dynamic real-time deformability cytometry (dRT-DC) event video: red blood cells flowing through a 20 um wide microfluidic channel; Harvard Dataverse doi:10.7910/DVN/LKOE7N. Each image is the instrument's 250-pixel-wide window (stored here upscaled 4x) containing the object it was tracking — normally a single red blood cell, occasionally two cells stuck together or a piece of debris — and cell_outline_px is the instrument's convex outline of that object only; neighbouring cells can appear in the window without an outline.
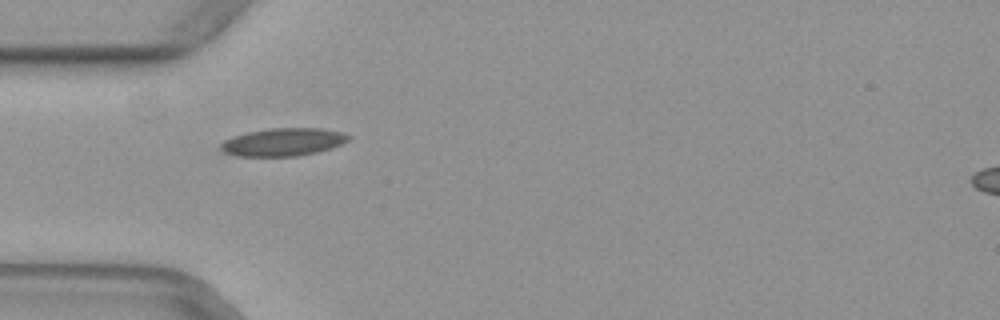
{"species": "common noctule bat (a hibernating species)", "species_latin": "Nyctalus noctula", "temperature_condition": "warm", "stored_images_in_passage": 44, "camera_frame_rate_fps": 3000, "um_per_image_px": 0.085, "animal": {"sex": "female", "body_mass_g": 29.2, "forearm_length_mm": 56.3}, "frame": {"image": 1, "passage_image": 9, "time_ms": 2.667, "image_size_px": [1000, 320], "cell_outline_px": [[352, 136], [348, 140], [332, 148], [316, 152], [296, 156], [236, 156], [224, 152], [220, 148], [220, 144], [224, 140], [232, 136], [248, 132], [268, 128], [320, 128], [344, 132]], "centroid_in_image_um": [24.07, 12.06], "position_along_channel_um": 60.9, "area_um2": 20.81}}
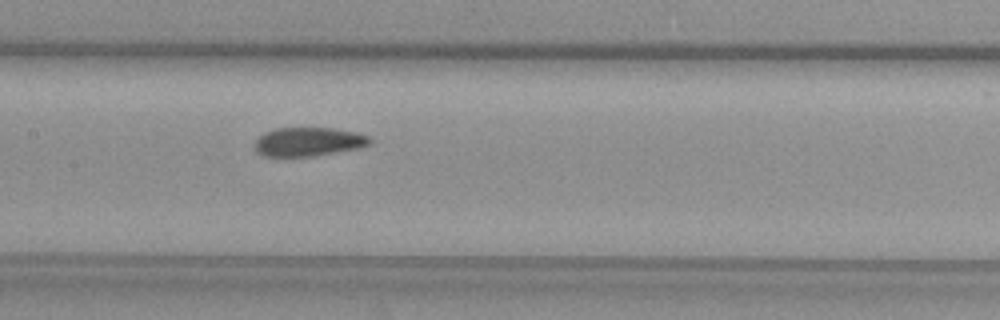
{"frame": {"image": 2, "passage_image": 18, "time_ms": 5.667, "image_size_px": [1000, 320], "cell_outline_px": [[372, 144], [360, 148], [312, 156], [264, 156], [256, 152], [252, 144], [264, 132], [276, 128], [332, 128], [356, 132], [368, 136], [372, 140]], "centroid_in_image_um": [26.21, 12.05], "position_along_channel_um": 181.2, "area_um2": 19.48}}
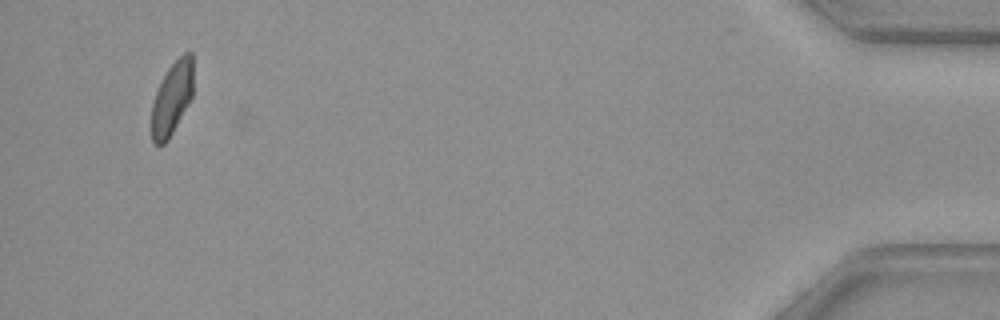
{"frame": {"image": 3, "passage_image": 42, "time_ms": 13.667, "image_size_px": [1000, 320], "cell_outline_px": [[192, 96], [168, 140], [164, 144], [152, 144], [152, 104], [156, 92], [168, 68], [184, 52], [192, 52]], "centroid_in_image_um": [14.61, 8.36], "position_along_channel_um": 420.6, "area_um2": 17.34}}